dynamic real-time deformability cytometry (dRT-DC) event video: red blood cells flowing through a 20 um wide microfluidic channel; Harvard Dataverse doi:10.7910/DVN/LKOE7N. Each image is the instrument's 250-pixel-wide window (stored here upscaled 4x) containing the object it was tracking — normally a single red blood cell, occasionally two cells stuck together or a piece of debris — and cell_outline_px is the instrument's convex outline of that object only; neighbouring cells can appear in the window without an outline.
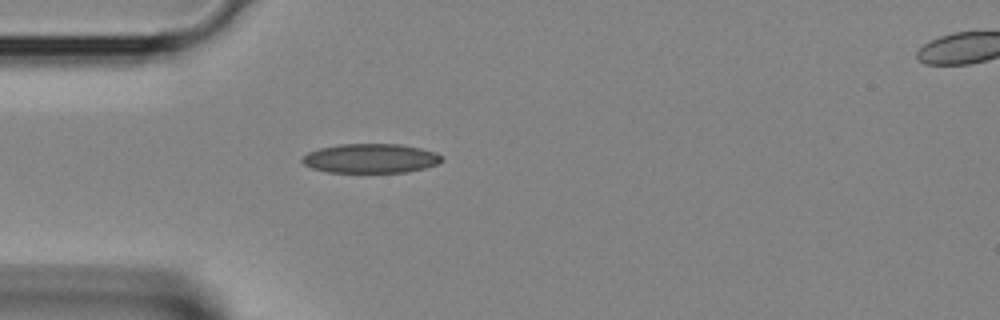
{"species": "Egyptian fruit bat (a non-hibernating species)", "species_latin": "Rousettus aegyptiacus", "temperature_condition": "room temperature", "stored_images_in_passage": 29, "camera_frame_rate_fps": 3000, "um_per_image_px": 0.085, "animal": {"sex": "female"}, "frame": {"image": 1, "passage_image": 1, "time_ms": 0.0, "image_size_px": [1000, 320], "cell_outline_px": [[444, 160], [436, 164], [424, 168], [404, 172], [328, 172], [312, 168], [304, 164], [300, 160], [300, 156], [308, 152], [320, 148], [340, 144], [400, 144], [420, 148], [436, 152], [444, 156]], "centroid_in_image_um": [31.49, 13.46], "position_along_channel_um": 53.5, "area_um2": 23.93}}
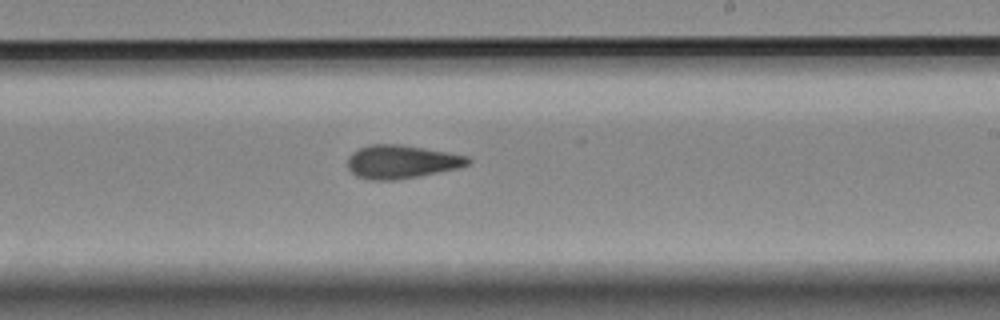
{"frame": {"image": 2, "passage_image": 13, "time_ms": 4.0, "image_size_px": [1000, 320], "cell_outline_px": [[472, 160], [468, 164], [460, 168], [420, 176], [396, 180], [368, 180], [356, 176], [348, 168], [348, 156], [352, 152], [368, 144], [400, 144], [424, 148], [468, 156]], "centroid_in_image_um": [34.12, 13.75], "position_along_channel_um": 254.9, "area_um2": 23.58}}
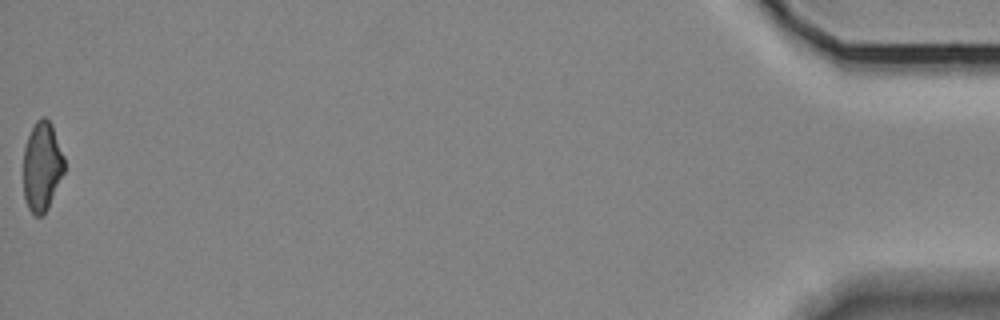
{"frame": {"image": 3, "passage_image": 29, "time_ms": 9.333, "image_size_px": [1000, 320], "cell_outline_px": [[64, 172], [48, 208], [40, 216], [36, 216], [28, 208], [24, 196], [24, 148], [28, 136], [36, 120], [40, 116], [44, 116], [52, 124], [64, 156]], "centroid_in_image_um": [3.57, 14.12], "position_along_channel_um": 431.6, "area_um2": 21.21}}